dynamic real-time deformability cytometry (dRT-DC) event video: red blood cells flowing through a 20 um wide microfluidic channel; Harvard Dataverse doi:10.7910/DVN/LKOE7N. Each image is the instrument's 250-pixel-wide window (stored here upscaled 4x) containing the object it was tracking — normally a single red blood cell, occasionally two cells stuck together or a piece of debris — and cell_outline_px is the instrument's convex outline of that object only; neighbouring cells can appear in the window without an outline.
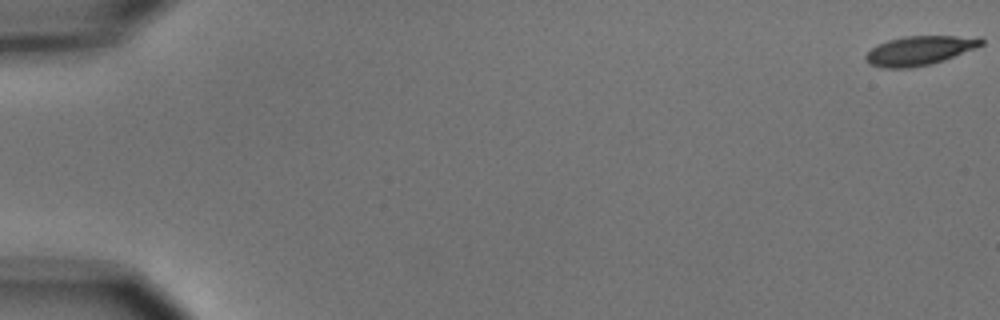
{"species": "common noctule bat (a hibernating species)", "species_latin": "Nyctalus noctula", "temperature_condition": "cold", "stored_images_in_passage": 5, "camera_frame_rate_fps": 3000, "um_per_image_px": 0.085, "animal": {"sex": "male", "body_mass_g": 15.6}, "frame": {"image": 1, "passage_image": 1, "time_ms": 0.0, "image_size_px": [1000, 320], "cell_outline_px": [[984, 44], [976, 48], [944, 60], [932, 64], [912, 68], [880, 68], [868, 64], [864, 60], [864, 56], [872, 48], [888, 40], [904, 36], [980, 36], [984, 40]], "centroid_in_image_um": [78.17, 4.3], "position_along_channel_um": 6.8, "area_um2": 19.94}}
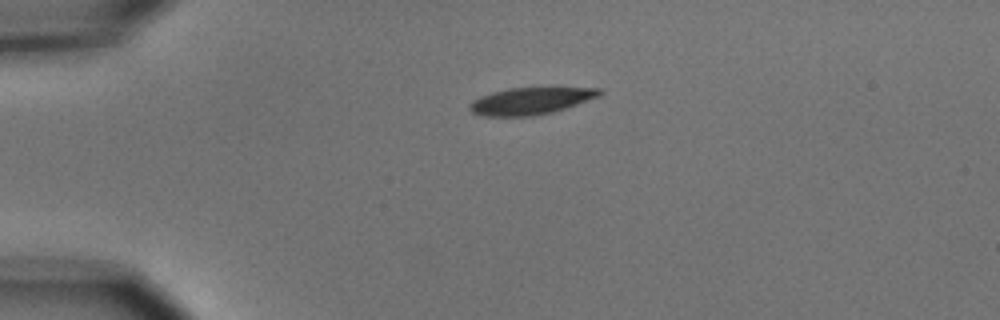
{"frame": {"image": 2, "passage_image": 4, "time_ms": 4.333, "image_size_px": [1000, 320], "cell_outline_px": [[604, 92], [600, 96], [552, 112], [532, 116], [484, 116], [472, 112], [468, 108], [468, 104], [472, 100], [480, 96], [492, 92], [508, 88], [552, 84], [604, 88]], "centroid_in_image_um": [45.21, 8.5], "position_along_channel_um": 39.8, "area_um2": 21.73}}